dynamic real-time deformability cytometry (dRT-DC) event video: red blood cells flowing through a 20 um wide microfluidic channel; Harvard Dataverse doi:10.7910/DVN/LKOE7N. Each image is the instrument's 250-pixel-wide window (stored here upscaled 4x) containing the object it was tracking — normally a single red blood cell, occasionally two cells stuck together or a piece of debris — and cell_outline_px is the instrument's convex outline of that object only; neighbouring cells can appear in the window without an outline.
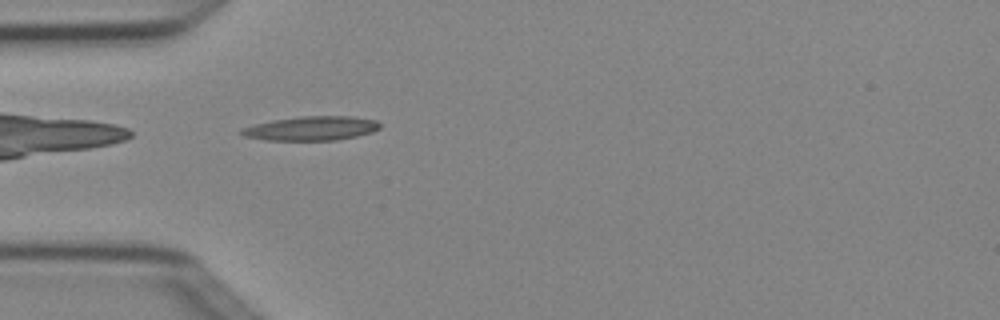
{"species": "Egyptian fruit bat (a non-hibernating species)", "species_latin": "Rousettus aegyptiacus", "temperature_condition": "cold", "stored_images_in_passage": 2, "camera_frame_rate_fps": 3000, "um_per_image_px": 0.085, "animal": {"sex": "female"}, "frame": {"image": 1, "passage_image": 2, "time_ms": 0.333, "image_size_px": [1000, 320], "cell_outline_px": [[380, 128], [372, 132], [356, 136], [336, 140], [264, 140], [244, 136], [240, 132], [240, 128], [272, 120], [300, 116], [352, 116], [376, 120], [380, 124]], "centroid_in_image_um": [26.46, 10.91], "position_along_channel_um": 58.5, "area_um2": 19.48}}